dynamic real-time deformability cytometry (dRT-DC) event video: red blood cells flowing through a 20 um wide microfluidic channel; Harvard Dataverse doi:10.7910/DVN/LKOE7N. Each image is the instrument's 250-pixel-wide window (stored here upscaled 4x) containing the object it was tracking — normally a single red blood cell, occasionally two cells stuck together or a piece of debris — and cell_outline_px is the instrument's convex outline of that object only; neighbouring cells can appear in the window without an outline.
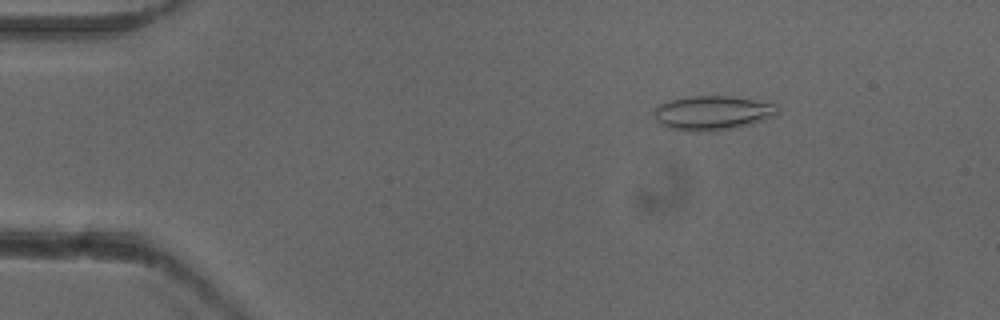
{"species": "common noctule bat (a hibernating species)", "species_latin": "Nyctalus noctula", "temperature_condition": "cold", "stored_images_in_passage": 52, "camera_frame_rate_fps": 3000, "um_per_image_px": 0.085, "animal": {"sex": "female"}, "frame": {"image": 1, "passage_image": 8, "time_ms": 2.333, "image_size_px": [1000, 320], "cell_outline_px": [[780, 112], [776, 116], [752, 124], [736, 128], [712, 132], [684, 132], [668, 128], [660, 124], [652, 116], [656, 108], [660, 104], [672, 100], [688, 96], [732, 96], [776, 104]], "centroid_in_image_um": [60.57, 9.63], "position_along_channel_um": 24.4, "area_um2": 25.26}}
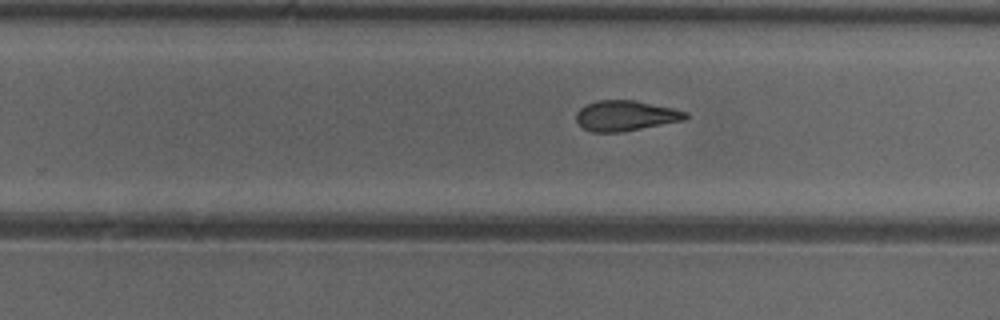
{"frame": {"image": 2, "passage_image": 33, "time_ms": 10.667, "image_size_px": [1000, 320], "cell_outline_px": [[688, 120], [620, 132], [592, 132], [584, 128], [576, 120], [576, 112], [584, 104], [596, 100], [632, 100], [672, 108], [688, 112]], "centroid_in_image_um": [53.18, 9.83], "position_along_channel_um": 276.6, "area_um2": 19.42}}
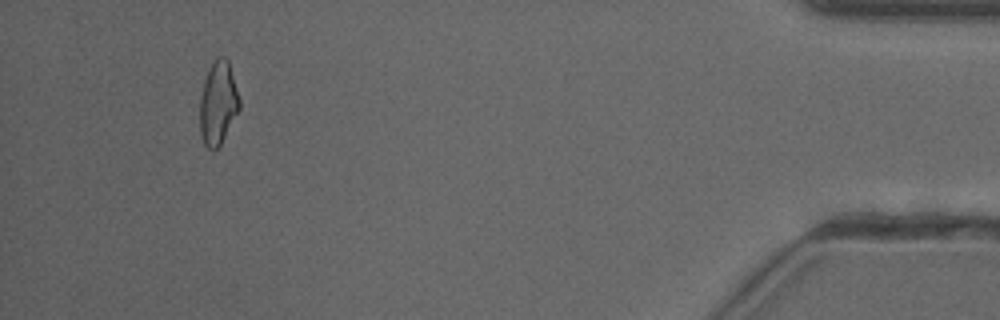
{"frame": {"image": 3, "passage_image": 49, "time_ms": 16.0, "image_size_px": [1000, 320], "cell_outline_px": [[240, 108], [220, 144], [212, 152], [204, 144], [200, 136], [200, 96], [204, 80], [208, 68], [216, 56], [224, 56], [228, 60], [240, 100]], "centroid_in_image_um": [18.52, 8.74], "position_along_channel_um": 416.7, "area_um2": 19.25}, "authors_computed_cell_mechanics": {"area_um2": 19.9699, "velocity_mm_per_s": 3.9515, "shape_relaxation_time_tau1_ms": null, "shape_relaxation_time_tau2_ms": 2.3051, "deformation_change_tau1": null, "deformation_change_tau2": 0.1073}}